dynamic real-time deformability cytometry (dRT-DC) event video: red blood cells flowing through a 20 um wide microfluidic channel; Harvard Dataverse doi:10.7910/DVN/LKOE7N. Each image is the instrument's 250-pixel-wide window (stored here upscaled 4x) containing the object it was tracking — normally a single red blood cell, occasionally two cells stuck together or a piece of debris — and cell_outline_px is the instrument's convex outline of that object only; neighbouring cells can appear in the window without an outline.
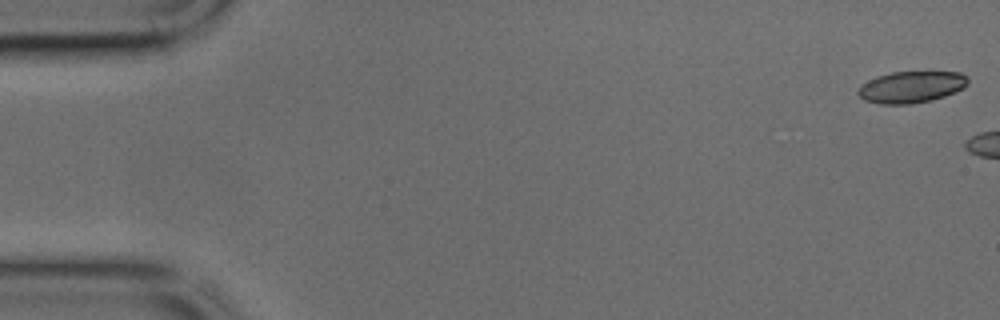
{"species": "common noctule bat (a hibernating species)", "species_latin": "Nyctalus noctula", "temperature_condition": "cold", "stored_images_in_passage": 5, "camera_frame_rate_fps": 3000, "um_per_image_px": 0.085, "animal": {"sex": "male", "body_mass_g": 17.9, "forearm_length_mm": 54.2}, "frame": {"image": 1, "passage_image": 1, "time_ms": 0.0, "image_size_px": [1000, 320], "cell_outline_px": [[968, 84], [964, 88], [944, 96], [932, 100], [912, 104], [880, 104], [864, 100], [856, 92], [860, 84], [876, 76], [892, 72], [960, 72], [968, 76]], "centroid_in_image_um": [77.44, 7.39], "position_along_channel_um": 7.6, "area_um2": 20.4}}